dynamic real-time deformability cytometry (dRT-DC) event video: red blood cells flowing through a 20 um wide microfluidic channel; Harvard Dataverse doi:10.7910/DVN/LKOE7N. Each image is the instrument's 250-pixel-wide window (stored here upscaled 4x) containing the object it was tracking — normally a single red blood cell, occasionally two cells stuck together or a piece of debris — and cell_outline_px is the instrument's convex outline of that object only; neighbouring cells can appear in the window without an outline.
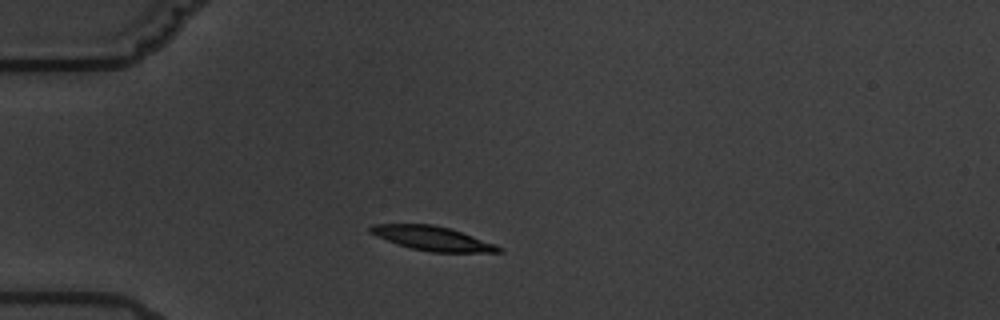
{"species": "common noctule bat (a hibernating species)", "species_latin": "Nyctalus noctula", "temperature_condition": "warm", "stored_images_in_passage": 6, "camera_frame_rate_fps": 3000, "um_per_image_px": 0.085, "animal": {"sex": "male", "body_mass_g": 19.5, "forearm_length_mm": 54.6}, "frame": {"image": 1, "passage_image": 3, "time_ms": 2.333, "image_size_px": [1000, 320], "cell_outline_px": [[504, 252], [432, 252], [412, 248], [376, 236], [368, 232], [368, 228], [372, 224], [432, 224], [448, 228], [496, 244], [504, 248]], "centroid_in_image_um": [36.77, 20.26], "position_along_channel_um": 48.2, "area_um2": 17.86}}
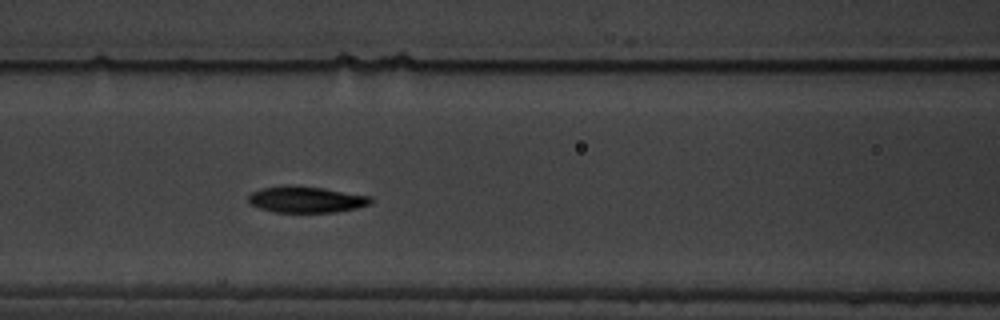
{"frame": {"image": 2, "passage_image": 6, "time_ms": 5.667, "image_size_px": [1000, 320], "cell_outline_px": [[372, 204], [356, 208], [336, 212], [272, 212], [260, 208], [252, 204], [248, 200], [248, 196], [252, 192], [264, 188], [284, 184], [288, 184], [324, 188], [372, 196]], "centroid_in_image_um": [26.05, 16.94], "position_along_channel_um": 140.5, "area_um2": 18.9}}